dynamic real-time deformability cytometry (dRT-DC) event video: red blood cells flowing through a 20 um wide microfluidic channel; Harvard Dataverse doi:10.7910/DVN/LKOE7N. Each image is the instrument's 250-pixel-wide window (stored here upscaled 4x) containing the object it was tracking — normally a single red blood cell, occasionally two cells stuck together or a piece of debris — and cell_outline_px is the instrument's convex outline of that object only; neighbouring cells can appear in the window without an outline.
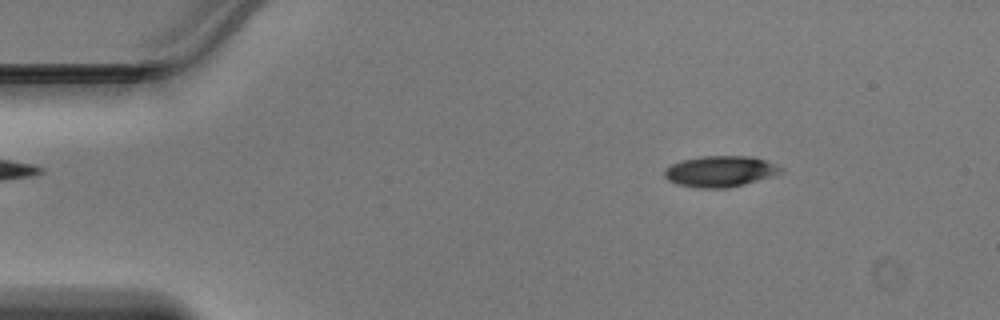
{"species": "Egyptian fruit bat (a non-hibernating species)", "species_latin": "Rousettus aegyptiacus", "temperature_condition": "warm", "stored_images_in_passage": 41, "camera_frame_rate_fps": 3000, "um_per_image_px": 0.085, "animal": {"sex": "male"}, "frame": {"image": 1, "passage_image": 1, "time_ms": 0.0, "image_size_px": [1000, 320], "cell_outline_px": [[784, 168], [780, 172], [744, 184], [728, 188], [696, 188], [676, 184], [668, 180], [664, 176], [664, 168], [680, 160], [700, 156], [752, 156], [764, 160]], "centroid_in_image_um": [61.13, 14.56], "position_along_channel_um": 23.9, "area_um2": 20.92}}
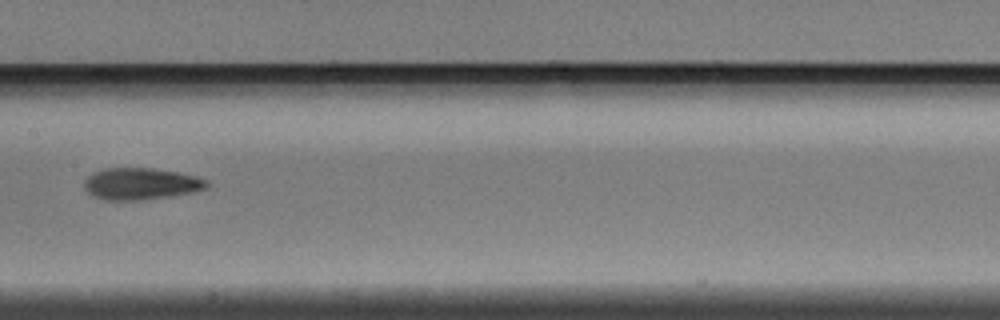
{"frame": {"image": 2, "passage_image": 18, "time_ms": 5.667, "image_size_px": [1000, 320], "cell_outline_px": [[208, 188], [196, 192], [140, 200], [104, 200], [92, 196], [84, 188], [84, 180], [88, 176], [96, 172], [108, 168], [152, 168], [176, 172], [196, 176], [208, 180]], "centroid_in_image_um": [11.99, 15.63], "position_along_channel_um": 195.4, "area_um2": 22.66}}
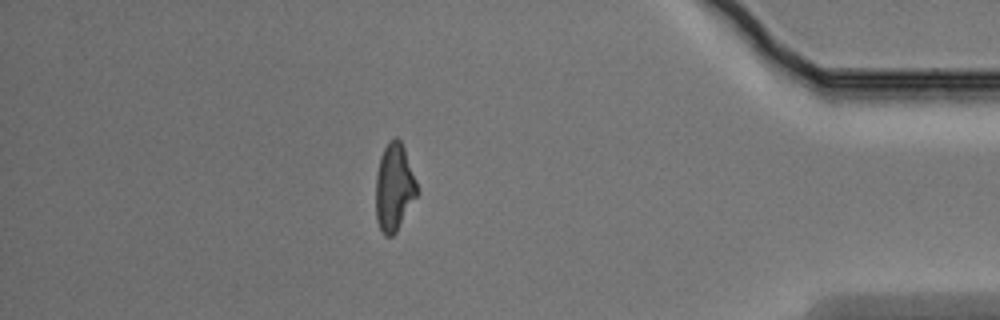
{"frame": {"image": 3, "passage_image": 35, "time_ms": 11.333, "image_size_px": [1000, 320], "cell_outline_px": [[420, 192], [396, 232], [392, 236], [384, 236], [376, 220], [376, 176], [380, 156], [384, 148], [396, 136], [400, 140], [404, 148], [416, 180]], "centroid_in_image_um": [33.52, 15.96], "position_along_channel_um": 401.7, "area_um2": 21.1}}